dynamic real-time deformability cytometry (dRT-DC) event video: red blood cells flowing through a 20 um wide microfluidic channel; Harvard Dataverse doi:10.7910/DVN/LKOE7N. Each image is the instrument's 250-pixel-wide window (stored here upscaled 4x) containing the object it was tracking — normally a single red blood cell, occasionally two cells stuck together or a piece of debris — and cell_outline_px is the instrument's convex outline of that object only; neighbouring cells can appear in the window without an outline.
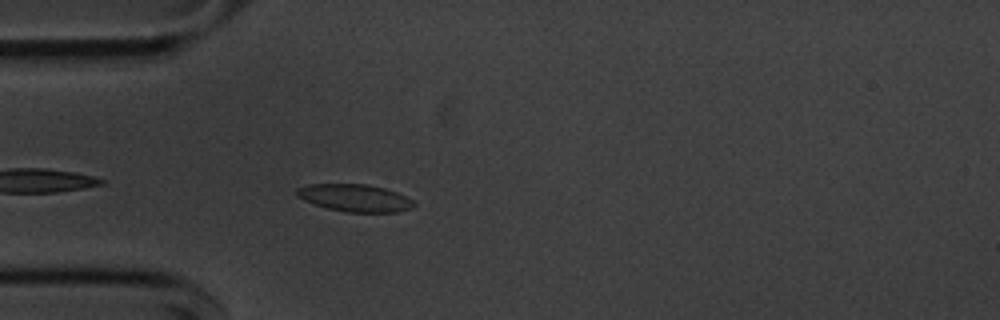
{"species": "common noctule bat (a hibernating species)", "species_latin": "Nyctalus noctula", "temperature_condition": "cold", "stored_images_in_passage": 31, "camera_frame_rate_fps": 3000, "um_per_image_px": 0.085, "animal": {"sex": "male", "body_mass_g": 20.1, "forearm_length_mm": 53.5}, "frame": {"image": 1, "passage_image": 3, "time_ms": 0.667, "image_size_px": [1000, 320], "cell_outline_px": [[416, 204], [412, 208], [396, 212], [344, 212], [328, 208], [304, 200], [296, 196], [296, 188], [308, 184], [364, 184], [384, 188], [396, 192], [412, 200]], "centroid_in_image_um": [30.14, 16.82], "position_along_channel_um": 54.9, "area_um2": 18.55}}
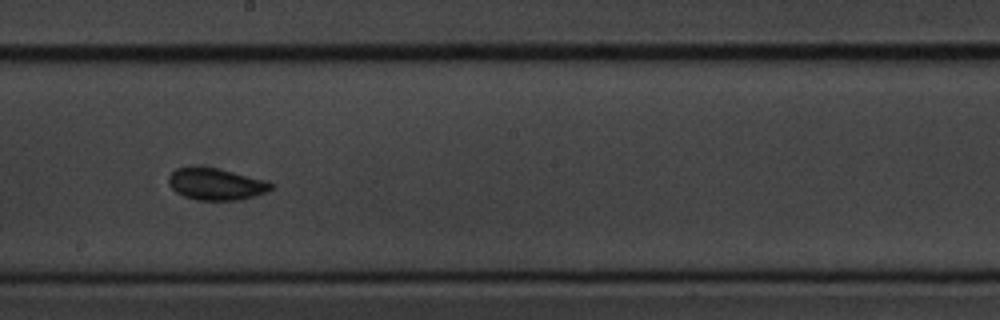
{"frame": {"image": 2, "passage_image": 18, "time_ms": 5.667, "image_size_px": [1000, 320], "cell_outline_px": [[272, 188], [268, 192], [244, 200], [196, 200], [184, 196], [176, 192], [168, 184], [168, 176], [176, 168], [216, 168], [268, 180], [272, 184]], "centroid_in_image_um": [18.4, 15.67], "position_along_channel_um": 229.8, "area_um2": 18.96}}
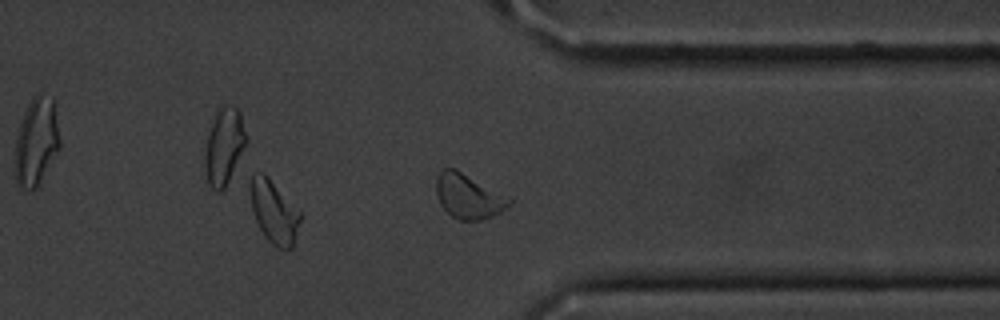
{"frame": {"image": 3, "passage_image": 30, "time_ms": 9.667, "image_size_px": [1000, 320], "cell_outline_px": [[300, 220], [296, 236], [292, 248], [276, 248], [264, 236], [256, 220], [252, 208], [252, 176], [256, 172], [264, 172], [300, 208]], "centroid_in_image_um": [23.34, 18.0], "position_along_channel_um": 388.1, "area_um2": 18.21}, "authors_computed_cell_mechanics": {"area_um2": 18.1492, "velocity_mm_per_s": 3.607, "shape_relaxation_time_tau1_ms": 3.5374, "shape_relaxation_time_tau2_ms": 9.6244, "deformation_change_tau1": 0.0625, "deformation_change_tau2": 0.1193}}